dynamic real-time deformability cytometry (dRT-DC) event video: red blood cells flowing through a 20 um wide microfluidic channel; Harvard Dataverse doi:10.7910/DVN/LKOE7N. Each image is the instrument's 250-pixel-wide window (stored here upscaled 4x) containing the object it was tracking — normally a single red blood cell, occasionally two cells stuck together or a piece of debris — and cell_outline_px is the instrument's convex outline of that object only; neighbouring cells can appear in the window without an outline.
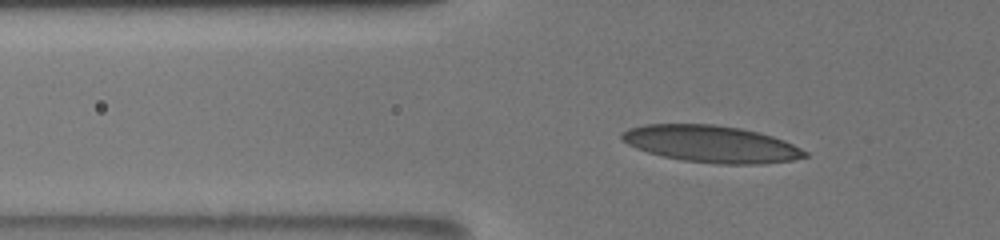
{"species": "human", "species_latin": "Homo sapiens", "temperature_condition": "room temperature", "stored_images_in_passage": 50, "camera_frame_rate_fps": 3000, "um_per_image_px": 0.085, "donor": {"sex": "male"}, "frame": {"image": 1, "passage_image": 14, "time_ms": 4.333, "image_size_px": [1000, 240], "cell_outline_px": [[808, 156], [792, 160], [764, 164], [716, 164], [684, 160], [664, 156], [648, 152], [636, 148], [620, 140], [620, 132], [628, 128], [644, 124], [716, 124], [740, 128], [772, 136], [784, 140], [808, 152]], "centroid_in_image_um": [60.43, 12.23], "position_along_channel_um": 65.4, "area_um2": 39.42}}
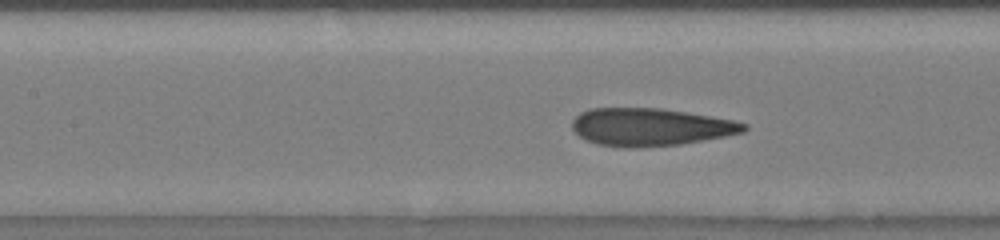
{"frame": {"image": 2, "passage_image": 22, "time_ms": 7.0, "image_size_px": [1000, 240], "cell_outline_px": [[748, 128], [744, 132], [724, 136], [680, 144], [632, 148], [624, 148], [596, 144], [580, 136], [572, 128], [572, 120], [580, 112], [588, 108], [660, 108], [736, 120], [748, 124]], "centroid_in_image_um": [55.28, 10.79], "position_along_channel_um": 152.1, "area_um2": 37.74}}
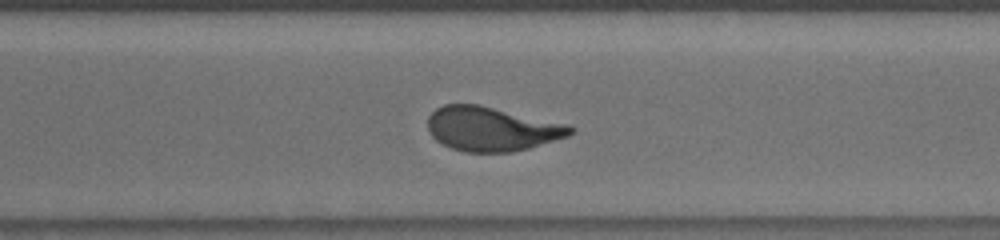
{"frame": {"image": 3, "passage_image": 36, "time_ms": 11.667, "image_size_px": [1000, 240], "cell_outline_px": [[576, 128], [568, 136], [528, 148], [512, 152], [464, 152], [452, 148], [436, 140], [432, 136], [428, 128], [428, 116], [436, 108], [444, 104], [480, 104], [568, 124]], "centroid_in_image_um": [41.79, 10.94], "position_along_channel_um": 328.8, "area_um2": 36.76}}